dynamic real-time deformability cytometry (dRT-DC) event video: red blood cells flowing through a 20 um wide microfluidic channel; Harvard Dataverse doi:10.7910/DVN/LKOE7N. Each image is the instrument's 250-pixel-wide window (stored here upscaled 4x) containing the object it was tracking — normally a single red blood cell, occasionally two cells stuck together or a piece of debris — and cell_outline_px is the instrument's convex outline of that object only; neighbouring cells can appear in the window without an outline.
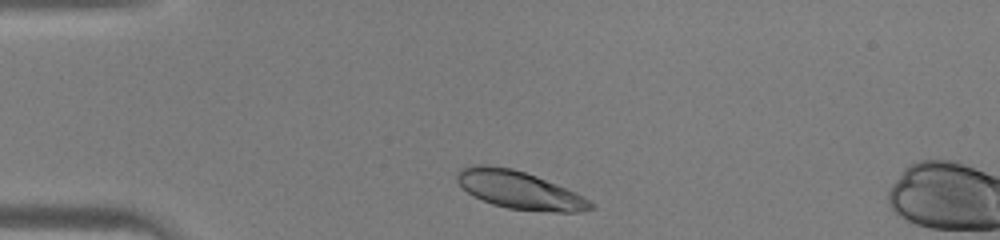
{"species": "human", "species_latin": "Homo sapiens", "temperature_condition": "warm", "stored_images_in_passage": 4, "camera_frame_rate_fps": 3000, "um_per_image_px": 0.085, "donor": {"sex": "male"}, "frame": {"image": 1, "passage_image": 2, "time_ms": 0.333, "image_size_px": [1000, 240], "cell_outline_px": [[596, 208], [580, 212], [552, 212], [508, 208], [492, 204], [472, 196], [456, 180], [456, 172], [460, 168], [472, 164], [488, 164], [512, 168], [536, 176], [576, 192], [584, 196], [596, 204]], "centroid_in_image_um": [44.16, 16.14], "position_along_channel_um": 40.8, "area_um2": 29.77}}